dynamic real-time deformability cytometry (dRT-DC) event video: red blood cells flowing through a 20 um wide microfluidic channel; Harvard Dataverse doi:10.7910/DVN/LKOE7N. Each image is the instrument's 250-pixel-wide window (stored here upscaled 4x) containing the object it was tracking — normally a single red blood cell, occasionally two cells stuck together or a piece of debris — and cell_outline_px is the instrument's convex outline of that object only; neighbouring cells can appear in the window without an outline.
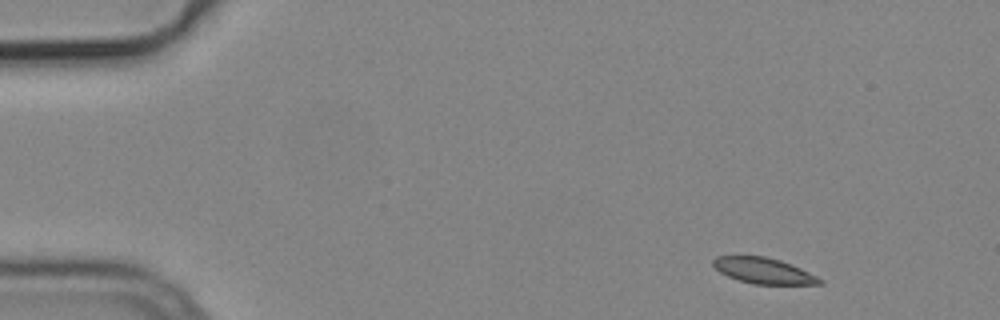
{"species": "common noctule bat (a hibernating species)", "species_latin": "Nyctalus noctula", "temperature_condition": "cold", "stored_images_in_passage": 3, "camera_frame_rate_fps": 3000, "um_per_image_px": 0.085, "animal": {"sex": "male", "body_mass_g": 19.2, "forearm_length_mm": 51.8}, "frame": {"image": 1, "passage_image": 1, "time_ms": 0.0, "image_size_px": [1000, 320], "cell_outline_px": [[824, 284], [752, 284], [728, 276], [720, 272], [712, 264], [712, 260], [716, 256], [764, 256], [780, 260], [800, 268], [824, 280]], "centroid_in_image_um": [64.9, 23.01], "position_along_channel_um": 20.1, "area_um2": 15.9}}
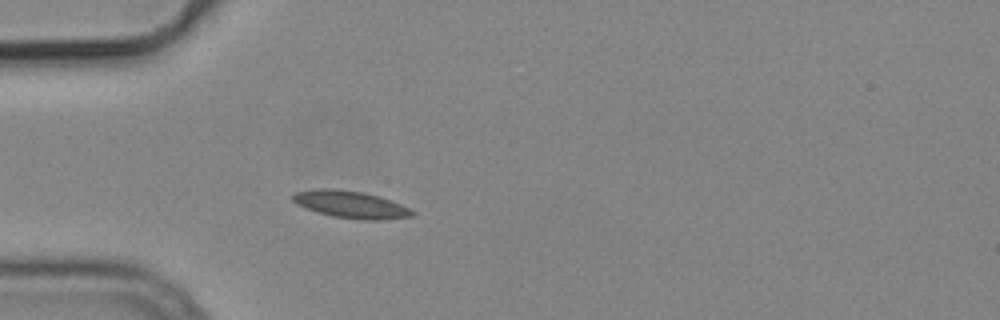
{"frame": {"image": 2, "passage_image": 3, "time_ms": 0.667, "image_size_px": [1000, 320], "cell_outline_px": [[416, 212], [412, 216], [380, 220], [364, 220], [332, 216], [296, 204], [292, 200], [292, 196], [296, 192], [320, 188], [332, 188], [364, 192], [380, 196], [400, 204]], "centroid_in_image_um": [29.83, 17.37], "position_along_channel_um": 55.2, "area_um2": 18.73}}